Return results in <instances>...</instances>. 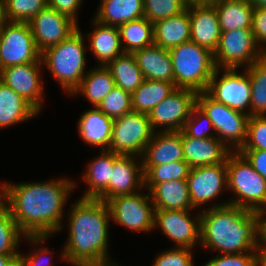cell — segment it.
Listing matches in <instances>:
<instances>
[{"instance_id": "cell-1", "label": "cell", "mask_w": 266, "mask_h": 266, "mask_svg": "<svg viewBox=\"0 0 266 266\" xmlns=\"http://www.w3.org/2000/svg\"><path fill=\"white\" fill-rule=\"evenodd\" d=\"M76 186L66 177L19 184L4 181L3 205L26 236H51L64 228V206Z\"/></svg>"}, {"instance_id": "cell-2", "label": "cell", "mask_w": 266, "mask_h": 266, "mask_svg": "<svg viewBox=\"0 0 266 266\" xmlns=\"http://www.w3.org/2000/svg\"><path fill=\"white\" fill-rule=\"evenodd\" d=\"M71 206L62 260L72 266H115L108 251L111 217L107 203L80 197Z\"/></svg>"}, {"instance_id": "cell-3", "label": "cell", "mask_w": 266, "mask_h": 266, "mask_svg": "<svg viewBox=\"0 0 266 266\" xmlns=\"http://www.w3.org/2000/svg\"><path fill=\"white\" fill-rule=\"evenodd\" d=\"M206 209V210H205ZM200 211V245L218 254L259 252L258 212L226 202Z\"/></svg>"}, {"instance_id": "cell-4", "label": "cell", "mask_w": 266, "mask_h": 266, "mask_svg": "<svg viewBox=\"0 0 266 266\" xmlns=\"http://www.w3.org/2000/svg\"><path fill=\"white\" fill-rule=\"evenodd\" d=\"M83 33L78 27L64 41L41 53L43 65L68 95L80 86L86 75V51Z\"/></svg>"}, {"instance_id": "cell-5", "label": "cell", "mask_w": 266, "mask_h": 266, "mask_svg": "<svg viewBox=\"0 0 266 266\" xmlns=\"http://www.w3.org/2000/svg\"><path fill=\"white\" fill-rule=\"evenodd\" d=\"M169 53L175 88L190 89L197 93L206 91L216 69L213 53L192 41L169 49Z\"/></svg>"}, {"instance_id": "cell-6", "label": "cell", "mask_w": 266, "mask_h": 266, "mask_svg": "<svg viewBox=\"0 0 266 266\" xmlns=\"http://www.w3.org/2000/svg\"><path fill=\"white\" fill-rule=\"evenodd\" d=\"M227 191L234 197L229 204L259 212L266 209V179L239 152H232L226 161Z\"/></svg>"}, {"instance_id": "cell-7", "label": "cell", "mask_w": 266, "mask_h": 266, "mask_svg": "<svg viewBox=\"0 0 266 266\" xmlns=\"http://www.w3.org/2000/svg\"><path fill=\"white\" fill-rule=\"evenodd\" d=\"M197 106L211 120L217 138L238 152L246 142L249 116L215 101L205 91L197 94Z\"/></svg>"}, {"instance_id": "cell-8", "label": "cell", "mask_w": 266, "mask_h": 266, "mask_svg": "<svg viewBox=\"0 0 266 266\" xmlns=\"http://www.w3.org/2000/svg\"><path fill=\"white\" fill-rule=\"evenodd\" d=\"M265 55L251 29H236L221 33L213 58L216 68L239 69L251 66Z\"/></svg>"}, {"instance_id": "cell-9", "label": "cell", "mask_w": 266, "mask_h": 266, "mask_svg": "<svg viewBox=\"0 0 266 266\" xmlns=\"http://www.w3.org/2000/svg\"><path fill=\"white\" fill-rule=\"evenodd\" d=\"M153 134L149 115L132 111L113 119L109 151L119 155L142 157Z\"/></svg>"}, {"instance_id": "cell-10", "label": "cell", "mask_w": 266, "mask_h": 266, "mask_svg": "<svg viewBox=\"0 0 266 266\" xmlns=\"http://www.w3.org/2000/svg\"><path fill=\"white\" fill-rule=\"evenodd\" d=\"M205 92L215 101L251 116V82L246 70L239 73L238 69L216 68Z\"/></svg>"}, {"instance_id": "cell-11", "label": "cell", "mask_w": 266, "mask_h": 266, "mask_svg": "<svg viewBox=\"0 0 266 266\" xmlns=\"http://www.w3.org/2000/svg\"><path fill=\"white\" fill-rule=\"evenodd\" d=\"M111 221L135 232L154 231V205L150 193L119 195L107 202Z\"/></svg>"}, {"instance_id": "cell-12", "label": "cell", "mask_w": 266, "mask_h": 266, "mask_svg": "<svg viewBox=\"0 0 266 266\" xmlns=\"http://www.w3.org/2000/svg\"><path fill=\"white\" fill-rule=\"evenodd\" d=\"M0 39V70L41 60L28 22L7 21L0 28Z\"/></svg>"}, {"instance_id": "cell-13", "label": "cell", "mask_w": 266, "mask_h": 266, "mask_svg": "<svg viewBox=\"0 0 266 266\" xmlns=\"http://www.w3.org/2000/svg\"><path fill=\"white\" fill-rule=\"evenodd\" d=\"M197 94L190 89L176 88L150 112L149 120L152 130L154 132L181 131L193 108L197 105ZM158 127L163 128L159 130Z\"/></svg>"}, {"instance_id": "cell-14", "label": "cell", "mask_w": 266, "mask_h": 266, "mask_svg": "<svg viewBox=\"0 0 266 266\" xmlns=\"http://www.w3.org/2000/svg\"><path fill=\"white\" fill-rule=\"evenodd\" d=\"M190 211L155 209L154 229L159 228L176 248L193 249L196 244L200 245L201 219L200 212L193 219Z\"/></svg>"}, {"instance_id": "cell-15", "label": "cell", "mask_w": 266, "mask_h": 266, "mask_svg": "<svg viewBox=\"0 0 266 266\" xmlns=\"http://www.w3.org/2000/svg\"><path fill=\"white\" fill-rule=\"evenodd\" d=\"M42 60L13 65L0 70V81L30 103L39 113L43 109L44 84L42 83Z\"/></svg>"}, {"instance_id": "cell-16", "label": "cell", "mask_w": 266, "mask_h": 266, "mask_svg": "<svg viewBox=\"0 0 266 266\" xmlns=\"http://www.w3.org/2000/svg\"><path fill=\"white\" fill-rule=\"evenodd\" d=\"M226 161L212 166L190 168L187 183L192 206H204L218 199L227 190Z\"/></svg>"}, {"instance_id": "cell-17", "label": "cell", "mask_w": 266, "mask_h": 266, "mask_svg": "<svg viewBox=\"0 0 266 266\" xmlns=\"http://www.w3.org/2000/svg\"><path fill=\"white\" fill-rule=\"evenodd\" d=\"M40 53L64 41L79 26L69 17L46 7L28 22Z\"/></svg>"}, {"instance_id": "cell-18", "label": "cell", "mask_w": 266, "mask_h": 266, "mask_svg": "<svg viewBox=\"0 0 266 266\" xmlns=\"http://www.w3.org/2000/svg\"><path fill=\"white\" fill-rule=\"evenodd\" d=\"M143 188L144 173L141 157L120 155L114 161L108 187L96 199L107 202L119 195H132L141 192Z\"/></svg>"}, {"instance_id": "cell-19", "label": "cell", "mask_w": 266, "mask_h": 266, "mask_svg": "<svg viewBox=\"0 0 266 266\" xmlns=\"http://www.w3.org/2000/svg\"><path fill=\"white\" fill-rule=\"evenodd\" d=\"M181 141L184 161L190 168L224 163L232 153L217 137L192 138L181 131Z\"/></svg>"}, {"instance_id": "cell-20", "label": "cell", "mask_w": 266, "mask_h": 266, "mask_svg": "<svg viewBox=\"0 0 266 266\" xmlns=\"http://www.w3.org/2000/svg\"><path fill=\"white\" fill-rule=\"evenodd\" d=\"M189 16L190 41L214 53L222 33L215 6L213 4L190 5Z\"/></svg>"}, {"instance_id": "cell-21", "label": "cell", "mask_w": 266, "mask_h": 266, "mask_svg": "<svg viewBox=\"0 0 266 266\" xmlns=\"http://www.w3.org/2000/svg\"><path fill=\"white\" fill-rule=\"evenodd\" d=\"M143 167L184 161L181 131L154 132L141 157Z\"/></svg>"}, {"instance_id": "cell-22", "label": "cell", "mask_w": 266, "mask_h": 266, "mask_svg": "<svg viewBox=\"0 0 266 266\" xmlns=\"http://www.w3.org/2000/svg\"><path fill=\"white\" fill-rule=\"evenodd\" d=\"M145 79L174 84L172 59L169 50L152 44L133 53Z\"/></svg>"}, {"instance_id": "cell-23", "label": "cell", "mask_w": 266, "mask_h": 266, "mask_svg": "<svg viewBox=\"0 0 266 266\" xmlns=\"http://www.w3.org/2000/svg\"><path fill=\"white\" fill-rule=\"evenodd\" d=\"M78 120V134L82 141L101 150H109L113 119L93 107L83 112Z\"/></svg>"}, {"instance_id": "cell-24", "label": "cell", "mask_w": 266, "mask_h": 266, "mask_svg": "<svg viewBox=\"0 0 266 266\" xmlns=\"http://www.w3.org/2000/svg\"><path fill=\"white\" fill-rule=\"evenodd\" d=\"M92 21L95 29L87 33L88 47L95 56L94 58L100 63L99 65L106 66L124 53L120 44L119 29L116 26L103 24L94 17Z\"/></svg>"}, {"instance_id": "cell-25", "label": "cell", "mask_w": 266, "mask_h": 266, "mask_svg": "<svg viewBox=\"0 0 266 266\" xmlns=\"http://www.w3.org/2000/svg\"><path fill=\"white\" fill-rule=\"evenodd\" d=\"M154 44L171 49L190 41L189 6L177 15L153 23Z\"/></svg>"}, {"instance_id": "cell-26", "label": "cell", "mask_w": 266, "mask_h": 266, "mask_svg": "<svg viewBox=\"0 0 266 266\" xmlns=\"http://www.w3.org/2000/svg\"><path fill=\"white\" fill-rule=\"evenodd\" d=\"M100 153L86 165L82 179L87 189L81 198L96 199L109 185L114 161L120 155L109 150H101Z\"/></svg>"}, {"instance_id": "cell-27", "label": "cell", "mask_w": 266, "mask_h": 266, "mask_svg": "<svg viewBox=\"0 0 266 266\" xmlns=\"http://www.w3.org/2000/svg\"><path fill=\"white\" fill-rule=\"evenodd\" d=\"M154 209L194 210L189 196L187 180H174L156 184L150 191Z\"/></svg>"}, {"instance_id": "cell-28", "label": "cell", "mask_w": 266, "mask_h": 266, "mask_svg": "<svg viewBox=\"0 0 266 266\" xmlns=\"http://www.w3.org/2000/svg\"><path fill=\"white\" fill-rule=\"evenodd\" d=\"M39 115L24 98L0 81V129L13 126Z\"/></svg>"}, {"instance_id": "cell-29", "label": "cell", "mask_w": 266, "mask_h": 266, "mask_svg": "<svg viewBox=\"0 0 266 266\" xmlns=\"http://www.w3.org/2000/svg\"><path fill=\"white\" fill-rule=\"evenodd\" d=\"M94 18L99 22L119 27L144 17L143 0H100Z\"/></svg>"}, {"instance_id": "cell-30", "label": "cell", "mask_w": 266, "mask_h": 266, "mask_svg": "<svg viewBox=\"0 0 266 266\" xmlns=\"http://www.w3.org/2000/svg\"><path fill=\"white\" fill-rule=\"evenodd\" d=\"M213 5L222 32L251 29L254 7L248 0H218Z\"/></svg>"}, {"instance_id": "cell-31", "label": "cell", "mask_w": 266, "mask_h": 266, "mask_svg": "<svg viewBox=\"0 0 266 266\" xmlns=\"http://www.w3.org/2000/svg\"><path fill=\"white\" fill-rule=\"evenodd\" d=\"M115 86V81L107 66L96 65L87 71L80 86L71 96L81 94L90 101L91 105L97 107Z\"/></svg>"}, {"instance_id": "cell-32", "label": "cell", "mask_w": 266, "mask_h": 266, "mask_svg": "<svg viewBox=\"0 0 266 266\" xmlns=\"http://www.w3.org/2000/svg\"><path fill=\"white\" fill-rule=\"evenodd\" d=\"M175 89L171 82L145 79L131 94L132 109L134 112L149 115L153 108Z\"/></svg>"}, {"instance_id": "cell-33", "label": "cell", "mask_w": 266, "mask_h": 266, "mask_svg": "<svg viewBox=\"0 0 266 266\" xmlns=\"http://www.w3.org/2000/svg\"><path fill=\"white\" fill-rule=\"evenodd\" d=\"M120 44L124 53L133 54L154 44L153 23L146 17L126 22L118 27Z\"/></svg>"}, {"instance_id": "cell-34", "label": "cell", "mask_w": 266, "mask_h": 266, "mask_svg": "<svg viewBox=\"0 0 266 266\" xmlns=\"http://www.w3.org/2000/svg\"><path fill=\"white\" fill-rule=\"evenodd\" d=\"M106 66L111 71L115 85L131 94L145 80L135 56L131 53H123Z\"/></svg>"}, {"instance_id": "cell-35", "label": "cell", "mask_w": 266, "mask_h": 266, "mask_svg": "<svg viewBox=\"0 0 266 266\" xmlns=\"http://www.w3.org/2000/svg\"><path fill=\"white\" fill-rule=\"evenodd\" d=\"M244 70L251 82V116H266V55Z\"/></svg>"}, {"instance_id": "cell-36", "label": "cell", "mask_w": 266, "mask_h": 266, "mask_svg": "<svg viewBox=\"0 0 266 266\" xmlns=\"http://www.w3.org/2000/svg\"><path fill=\"white\" fill-rule=\"evenodd\" d=\"M190 171L185 161H175L154 167H143L144 189L150 191L156 184L174 180H187Z\"/></svg>"}, {"instance_id": "cell-37", "label": "cell", "mask_w": 266, "mask_h": 266, "mask_svg": "<svg viewBox=\"0 0 266 266\" xmlns=\"http://www.w3.org/2000/svg\"><path fill=\"white\" fill-rule=\"evenodd\" d=\"M25 236L10 211L2 205L0 207V254H19L20 241Z\"/></svg>"}, {"instance_id": "cell-38", "label": "cell", "mask_w": 266, "mask_h": 266, "mask_svg": "<svg viewBox=\"0 0 266 266\" xmlns=\"http://www.w3.org/2000/svg\"><path fill=\"white\" fill-rule=\"evenodd\" d=\"M97 108L111 119L120 118L133 111L131 93L115 86Z\"/></svg>"}, {"instance_id": "cell-39", "label": "cell", "mask_w": 266, "mask_h": 266, "mask_svg": "<svg viewBox=\"0 0 266 266\" xmlns=\"http://www.w3.org/2000/svg\"><path fill=\"white\" fill-rule=\"evenodd\" d=\"M48 6V0H5L8 21L29 22Z\"/></svg>"}, {"instance_id": "cell-40", "label": "cell", "mask_w": 266, "mask_h": 266, "mask_svg": "<svg viewBox=\"0 0 266 266\" xmlns=\"http://www.w3.org/2000/svg\"><path fill=\"white\" fill-rule=\"evenodd\" d=\"M144 17L155 23L179 14L187 8L184 0H143Z\"/></svg>"}, {"instance_id": "cell-41", "label": "cell", "mask_w": 266, "mask_h": 266, "mask_svg": "<svg viewBox=\"0 0 266 266\" xmlns=\"http://www.w3.org/2000/svg\"><path fill=\"white\" fill-rule=\"evenodd\" d=\"M211 130L214 132H211ZM181 131L192 138L204 139L217 137L211 120L197 105L193 108L191 115Z\"/></svg>"}, {"instance_id": "cell-42", "label": "cell", "mask_w": 266, "mask_h": 266, "mask_svg": "<svg viewBox=\"0 0 266 266\" xmlns=\"http://www.w3.org/2000/svg\"><path fill=\"white\" fill-rule=\"evenodd\" d=\"M49 237L51 236H25L24 240L26 239L29 241V243H31L32 246L38 247L35 248L36 251L32 252L31 254L19 253L17 266H52L51 261L53 260H51L49 257L45 258L46 255H51V253H53V251H50L44 247V244ZM42 243L44 244L42 245Z\"/></svg>"}, {"instance_id": "cell-43", "label": "cell", "mask_w": 266, "mask_h": 266, "mask_svg": "<svg viewBox=\"0 0 266 266\" xmlns=\"http://www.w3.org/2000/svg\"><path fill=\"white\" fill-rule=\"evenodd\" d=\"M241 149L266 150V116H249L247 138Z\"/></svg>"}, {"instance_id": "cell-44", "label": "cell", "mask_w": 266, "mask_h": 266, "mask_svg": "<svg viewBox=\"0 0 266 266\" xmlns=\"http://www.w3.org/2000/svg\"><path fill=\"white\" fill-rule=\"evenodd\" d=\"M192 250L173 246V248L158 254L152 266H194Z\"/></svg>"}, {"instance_id": "cell-45", "label": "cell", "mask_w": 266, "mask_h": 266, "mask_svg": "<svg viewBox=\"0 0 266 266\" xmlns=\"http://www.w3.org/2000/svg\"><path fill=\"white\" fill-rule=\"evenodd\" d=\"M260 258L259 252L216 254L202 266H257Z\"/></svg>"}, {"instance_id": "cell-46", "label": "cell", "mask_w": 266, "mask_h": 266, "mask_svg": "<svg viewBox=\"0 0 266 266\" xmlns=\"http://www.w3.org/2000/svg\"><path fill=\"white\" fill-rule=\"evenodd\" d=\"M251 30L256 40V43L266 54V8L265 7H254Z\"/></svg>"}, {"instance_id": "cell-47", "label": "cell", "mask_w": 266, "mask_h": 266, "mask_svg": "<svg viewBox=\"0 0 266 266\" xmlns=\"http://www.w3.org/2000/svg\"><path fill=\"white\" fill-rule=\"evenodd\" d=\"M83 0H48V7L55 9L59 13L69 17L77 25L78 10L81 7Z\"/></svg>"}, {"instance_id": "cell-48", "label": "cell", "mask_w": 266, "mask_h": 266, "mask_svg": "<svg viewBox=\"0 0 266 266\" xmlns=\"http://www.w3.org/2000/svg\"><path fill=\"white\" fill-rule=\"evenodd\" d=\"M253 166L264 179H266V150L240 149L238 151Z\"/></svg>"}, {"instance_id": "cell-49", "label": "cell", "mask_w": 266, "mask_h": 266, "mask_svg": "<svg viewBox=\"0 0 266 266\" xmlns=\"http://www.w3.org/2000/svg\"><path fill=\"white\" fill-rule=\"evenodd\" d=\"M259 215V247L260 257L266 259V209L258 212Z\"/></svg>"}, {"instance_id": "cell-50", "label": "cell", "mask_w": 266, "mask_h": 266, "mask_svg": "<svg viewBox=\"0 0 266 266\" xmlns=\"http://www.w3.org/2000/svg\"><path fill=\"white\" fill-rule=\"evenodd\" d=\"M19 254H0V266H17Z\"/></svg>"}, {"instance_id": "cell-51", "label": "cell", "mask_w": 266, "mask_h": 266, "mask_svg": "<svg viewBox=\"0 0 266 266\" xmlns=\"http://www.w3.org/2000/svg\"><path fill=\"white\" fill-rule=\"evenodd\" d=\"M5 0H0V28L7 22Z\"/></svg>"}, {"instance_id": "cell-52", "label": "cell", "mask_w": 266, "mask_h": 266, "mask_svg": "<svg viewBox=\"0 0 266 266\" xmlns=\"http://www.w3.org/2000/svg\"><path fill=\"white\" fill-rule=\"evenodd\" d=\"M187 6L190 5H203V4H213L218 0H184Z\"/></svg>"}, {"instance_id": "cell-53", "label": "cell", "mask_w": 266, "mask_h": 266, "mask_svg": "<svg viewBox=\"0 0 266 266\" xmlns=\"http://www.w3.org/2000/svg\"><path fill=\"white\" fill-rule=\"evenodd\" d=\"M253 7H265L266 0H248Z\"/></svg>"}, {"instance_id": "cell-54", "label": "cell", "mask_w": 266, "mask_h": 266, "mask_svg": "<svg viewBox=\"0 0 266 266\" xmlns=\"http://www.w3.org/2000/svg\"><path fill=\"white\" fill-rule=\"evenodd\" d=\"M3 205V187L2 183L0 184V207Z\"/></svg>"}, {"instance_id": "cell-55", "label": "cell", "mask_w": 266, "mask_h": 266, "mask_svg": "<svg viewBox=\"0 0 266 266\" xmlns=\"http://www.w3.org/2000/svg\"><path fill=\"white\" fill-rule=\"evenodd\" d=\"M257 266H266V259L260 258L257 263Z\"/></svg>"}]
</instances>
